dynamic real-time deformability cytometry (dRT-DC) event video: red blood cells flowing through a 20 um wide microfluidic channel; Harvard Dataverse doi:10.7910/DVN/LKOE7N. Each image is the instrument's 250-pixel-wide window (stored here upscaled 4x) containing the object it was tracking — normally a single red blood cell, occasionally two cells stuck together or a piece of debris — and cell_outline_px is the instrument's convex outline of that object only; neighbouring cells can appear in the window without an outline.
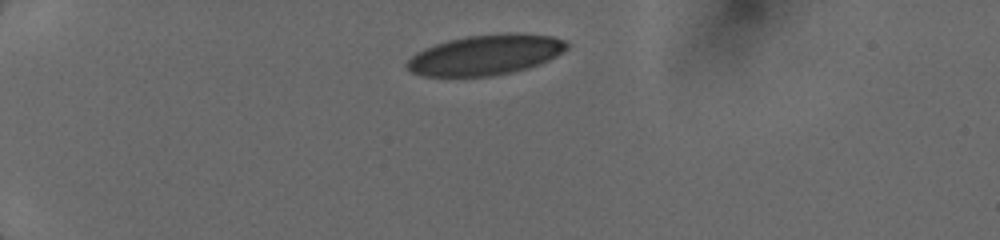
{"species": "human", "species_latin": "Homo sapiens", "temperature_condition": "cold", "stored_images_in_passage": 18, "camera_frame_rate_fps": 3000, "um_per_image_px": 0.085, "donor": {"sex": "female"}, "frame": {"image": 1, "passage_image": 1, "time_ms": 0.0, "image_size_px": [1000, 240], "cell_outline_px": [[568, 48], [564, 52], [540, 64], [528, 68], [512, 72], [492, 76], [424, 76], [412, 72], [404, 64], [416, 52], [424, 48], [448, 40], [468, 36], [504, 32], [516, 32], [552, 36], [564, 40], [568, 44]], "centroid_in_image_um": [41.3, 4.65], "position_along_channel_um": 43.7, "area_um2": 37.69}}
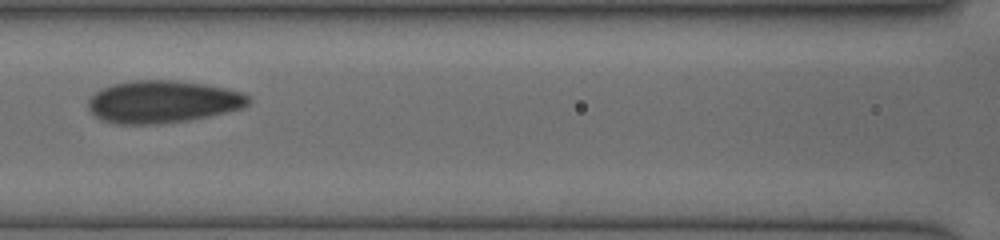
{"frame": {"image": 2, "passage_image": 16, "time_ms": 4.0, "image_size_px": [1000, 240], "cell_outline_px": [[252, 100], [248, 104], [240, 108], [208, 116], [188, 120], [160, 124], [116, 124], [100, 120], [88, 108], [88, 96], [100, 88], [112, 84], [132, 80], [176, 80], [208, 84], [244, 92], [252, 96]], "centroid_in_image_um": [13.81, 8.63], "position_along_channel_um": 152.8, "area_um2": 40.11}}
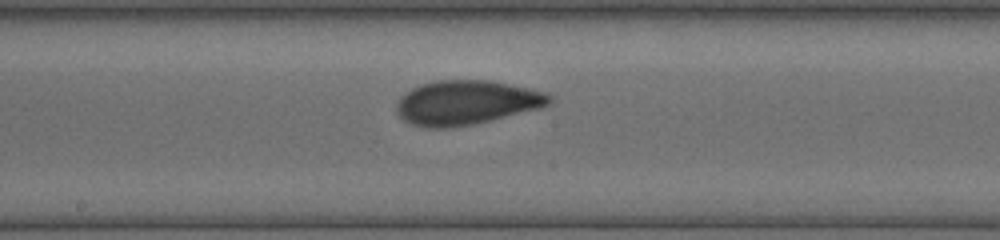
{"frame": {"image": 3, "passage_image": 18, "time_ms": 5.333, "image_size_px": [1000, 240], "cell_outline_px": [[556, 96], [552, 104], [540, 108], [472, 124], [444, 128], [424, 128], [412, 124], [404, 120], [396, 112], [396, 104], [400, 96], [412, 88], [420, 84], [436, 80], [492, 80], [532, 88]], "centroid_in_image_um": [39.67, 8.7], "position_along_channel_um": 208.5, "area_um2": 39.82}}